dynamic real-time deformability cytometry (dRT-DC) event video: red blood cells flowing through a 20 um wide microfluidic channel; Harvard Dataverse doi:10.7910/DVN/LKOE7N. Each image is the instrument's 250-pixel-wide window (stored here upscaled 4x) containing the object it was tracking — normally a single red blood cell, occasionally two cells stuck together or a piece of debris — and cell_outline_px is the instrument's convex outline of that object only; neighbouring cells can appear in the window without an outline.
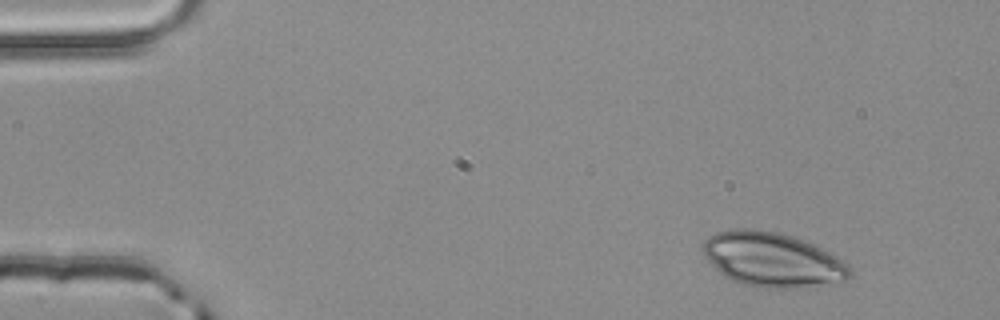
{"species": "common noctule bat (a hibernating species)", "species_latin": "Nyctalus noctula", "temperature_condition": "room temperature", "stored_images_in_passage": 3, "camera_frame_rate_fps": 3000, "um_per_image_px": 0.085, "animal": {"sex": "male", "body_mass_g": 20.4}, "frame": {"image": 1, "passage_image": 1, "time_ms": 0.0, "image_size_px": [1000, 320], "cell_outline_px": [[852, 276], [844, 280], [784, 288], [760, 288], [740, 284], [724, 276], [704, 256], [704, 240], [708, 236], [716, 232], [732, 228], [752, 228], [780, 232], [792, 236], [812, 244], [836, 256], [852, 272]], "centroid_in_image_um": [65.57, 22.04], "position_along_channel_um": 19.4, "area_um2": 45.95}}